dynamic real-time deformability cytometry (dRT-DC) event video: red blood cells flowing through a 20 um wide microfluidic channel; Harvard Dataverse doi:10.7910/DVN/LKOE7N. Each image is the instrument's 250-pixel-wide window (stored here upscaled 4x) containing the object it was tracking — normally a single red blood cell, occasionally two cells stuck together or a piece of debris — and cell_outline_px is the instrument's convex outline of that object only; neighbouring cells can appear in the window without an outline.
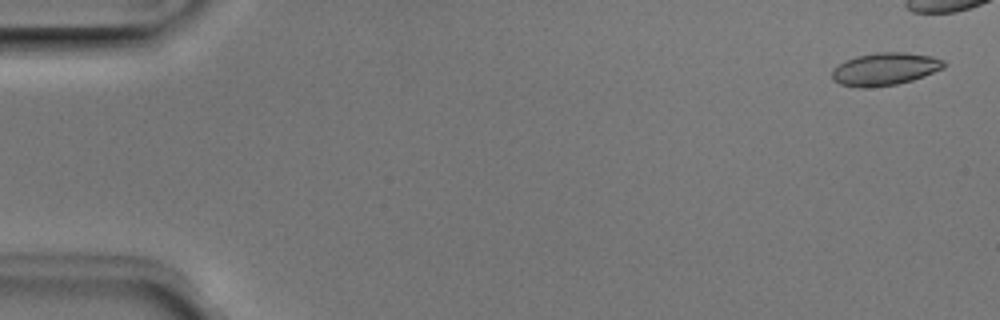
{"species": "Egyptian fruit bat (a non-hibernating species)", "species_latin": "Rousettus aegyptiacus", "temperature_condition": "room temperature", "stored_images_in_passage": 4, "camera_frame_rate_fps": 3000, "um_per_image_px": 0.085, "animal": {"sex": "male"}, "frame": {"image": 1, "passage_image": 1, "time_ms": 0.0, "image_size_px": [1000, 320], "cell_outline_px": [[948, 64], [944, 68], [924, 76], [912, 80], [896, 84], [864, 88], [860, 88], [840, 84], [832, 80], [832, 68], [844, 60], [856, 56], [876, 52], [904, 52], [932, 56], [944, 60]], "centroid_in_image_um": [75.21, 5.86], "position_along_channel_um": 9.8, "area_um2": 21.5}}